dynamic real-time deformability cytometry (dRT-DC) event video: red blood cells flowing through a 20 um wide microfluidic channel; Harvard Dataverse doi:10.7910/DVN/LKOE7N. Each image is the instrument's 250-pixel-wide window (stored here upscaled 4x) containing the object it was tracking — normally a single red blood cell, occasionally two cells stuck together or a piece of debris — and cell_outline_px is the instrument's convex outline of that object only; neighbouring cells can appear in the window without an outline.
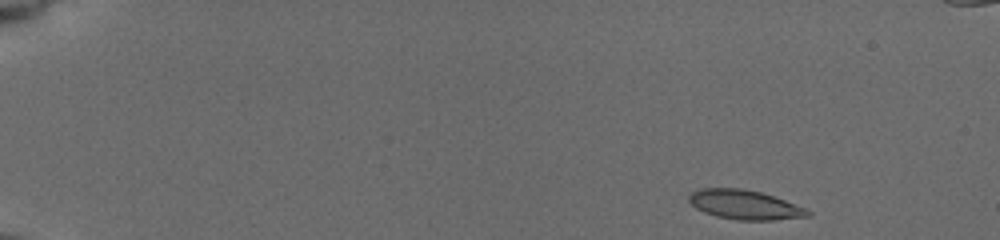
{"species": "common noctule bat (a hibernating species)", "species_latin": "Nyctalus noctula", "temperature_condition": "cold", "stored_images_in_passage": 51, "segment_of_instrument_passage": [1, 2], "camera_frame_rate_fps": 3000, "um_per_image_px": 0.085, "animal": {"sex": "female", "body_mass_g": 19.5, "forearm_length_mm": 54.1}, "frame": {"image": 1, "passage_image": 1, "time_ms": 0.0, "image_size_px": [1000, 240], "cell_outline_px": [[812, 216], [772, 220], [736, 220], [716, 216], [704, 212], [696, 208], [688, 200], [688, 196], [692, 192], [700, 188], [740, 188], [760, 192], [808, 208], [812, 212]], "centroid_in_image_um": [63.32, 17.41], "position_along_channel_um": 21.7, "area_um2": 20.4}}
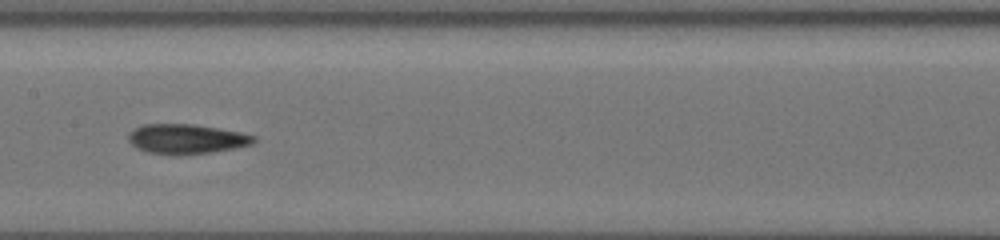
{"frame": {"image": 2, "passage_image": 25, "time_ms": 8.0, "image_size_px": [1000, 240], "cell_outline_px": [[256, 140], [252, 144], [232, 148], [208, 152], [180, 156], [172, 156], [148, 152], [136, 148], [128, 140], [128, 132], [144, 124], [196, 124], [240, 132], [256, 136]], "centroid_in_image_um": [15.81, 11.82], "position_along_channel_um": 191.6, "area_um2": 21.85}}
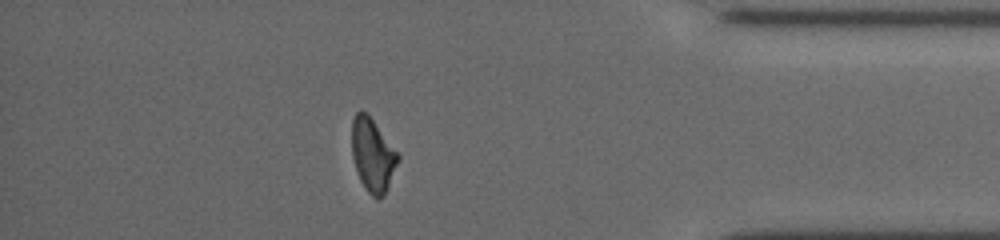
{"frame": {"image": 3, "passage_image": 44, "time_ms": 14.333, "image_size_px": [1000, 240], "cell_outline_px": [[400, 160], [384, 196], [380, 200], [376, 200], [368, 192], [360, 180], [352, 156], [352, 120], [356, 112], [360, 108], [368, 112], [400, 156]], "centroid_in_image_um": [31.68, 13.16], "position_along_channel_um": 403.5, "area_um2": 20.0}}